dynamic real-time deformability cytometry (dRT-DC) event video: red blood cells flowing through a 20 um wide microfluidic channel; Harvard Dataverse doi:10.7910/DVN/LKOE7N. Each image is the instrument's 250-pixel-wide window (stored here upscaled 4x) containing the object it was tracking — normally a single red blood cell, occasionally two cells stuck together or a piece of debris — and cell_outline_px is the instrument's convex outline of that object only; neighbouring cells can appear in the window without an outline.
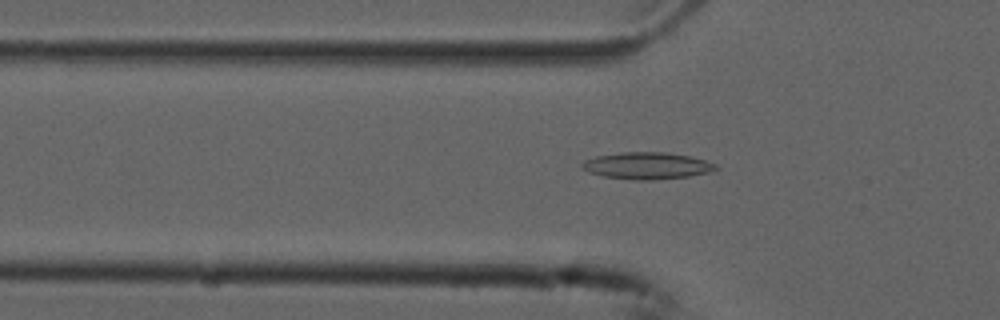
{"species": "common noctule bat (a hibernating species)", "species_latin": "Nyctalus noctula", "temperature_condition": "cold", "stored_images_in_passage": 45, "camera_frame_rate_fps": 3000, "um_per_image_px": 0.085, "animal": {"sex": "male", "forearm_length_mm": 52.5}, "frame": {"image": 1, "passage_image": 13, "time_ms": 4.0, "image_size_px": [1000, 320], "cell_outline_px": [[720, 168], [708, 172], [688, 176], [652, 180], [636, 180], [604, 176], [588, 172], [580, 168], [580, 164], [584, 160], [596, 156], [624, 152], [664, 152], [688, 156], [704, 160], [716, 164]], "centroid_in_image_um": [54.95, 14.08], "position_along_channel_um": 70.8, "area_um2": 20.81}}
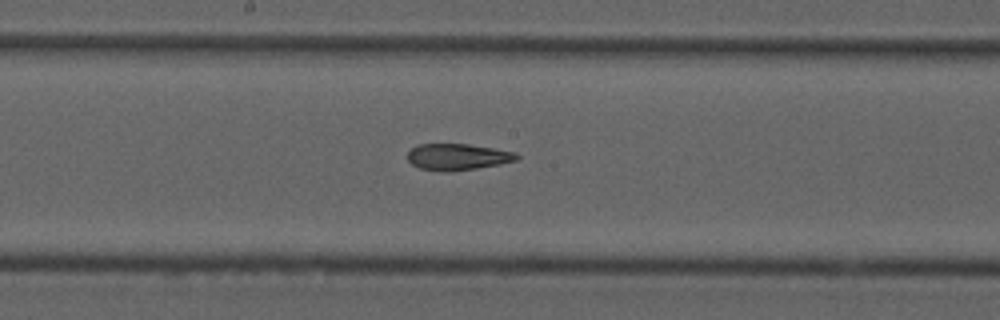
{"frame": {"image": 2, "passage_image": 24, "time_ms": 7.667, "image_size_px": [1000, 320], "cell_outline_px": [[520, 156], [516, 160], [500, 164], [452, 172], [444, 172], [420, 168], [412, 164], [408, 160], [408, 152], [416, 144], [468, 144], [516, 152]], "centroid_in_image_um": [38.89, 13.34], "position_along_channel_um": 209.3, "area_um2": 16.82}}
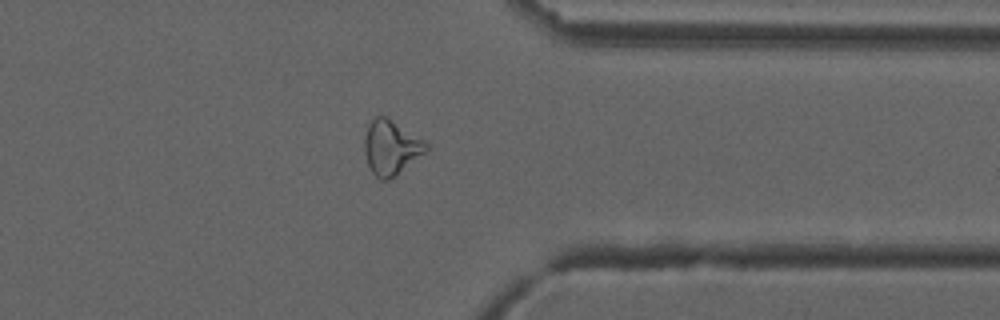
{"frame": {"image": 3, "passage_image": 38, "time_ms": 12.333, "image_size_px": [1000, 320], "cell_outline_px": [[428, 148], [424, 152], [396, 176], [388, 180], [380, 180], [372, 172], [368, 164], [364, 152], [364, 140], [368, 124], [376, 116], [384, 116], [424, 140], [428, 144]], "centroid_in_image_um": [33.21, 12.56], "position_along_channel_um": 378.2, "area_um2": 19.25}, "authors_computed_cell_mechanics": {"area_um2": 18.5538, "velocity_mm_per_s": 3.7673, "shape_relaxation_time_tau1_ms": 10.584, "shape_relaxation_time_tau2_ms": 3.0108, "deformation_change_tau1": 0.2378, "deformation_change_tau2": 0.1086}}